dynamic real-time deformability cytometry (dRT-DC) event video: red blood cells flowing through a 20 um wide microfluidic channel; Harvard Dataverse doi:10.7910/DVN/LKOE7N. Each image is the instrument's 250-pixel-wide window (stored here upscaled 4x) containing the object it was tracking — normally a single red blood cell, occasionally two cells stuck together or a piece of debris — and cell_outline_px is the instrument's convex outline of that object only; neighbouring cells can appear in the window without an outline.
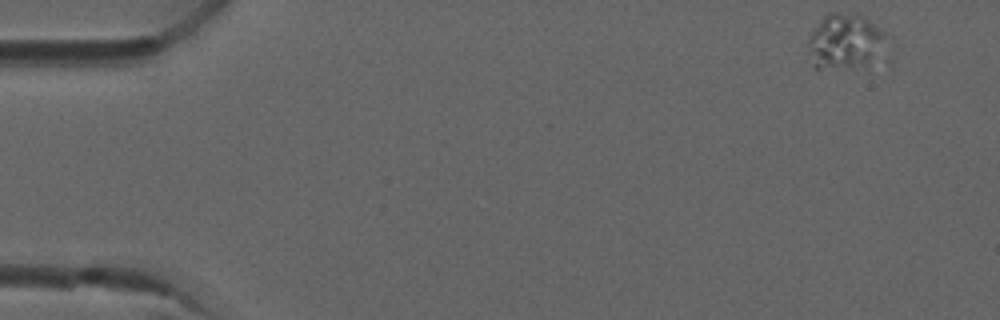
{"species": "common noctule bat (a hibernating species)", "species_latin": "Nyctalus noctula", "temperature_condition": "room temperature", "stored_images_in_passage": 9, "camera_frame_rate_fps": 3000, "um_per_image_px": 0.085, "animal": {"sex": "male", "forearm_length_mm": 52.5}, "frame": {"image": 1, "passage_image": 1, "time_ms": 0.0, "image_size_px": [1000, 320], "cell_outline_px": [[884, 36], [876, 60], [868, 72], [816, 68], [812, 64], [808, 40], [812, 32], [824, 16], [828, 12], [836, 12], [864, 16], [880, 28], [884, 32]], "centroid_in_image_um": [71.85, 3.63], "position_along_channel_um": 13.2, "area_um2": 25.84}}
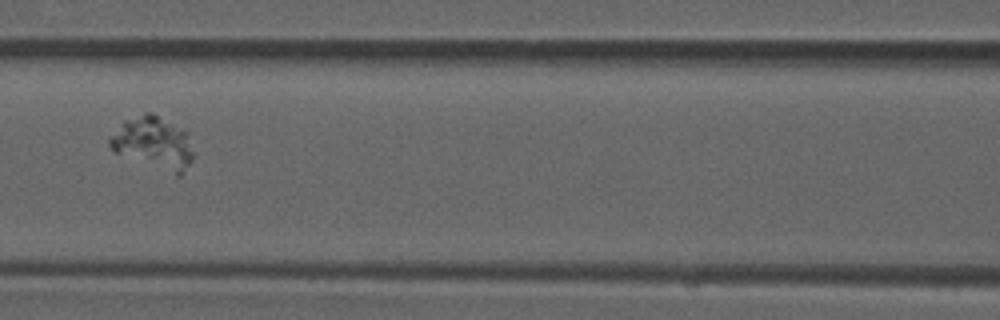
{"frame": {"image": 2, "passage_image": 6, "time_ms": 1.667, "image_size_px": [1000, 320], "cell_outline_px": [[196, 152], [192, 160], [180, 176], [176, 176], [116, 152], [108, 144], [108, 140], [124, 120], [144, 112], [152, 112], [184, 132]], "centroid_in_image_um": [13.05, 12.17], "position_along_channel_um": 153.5, "area_um2": 25.03}}
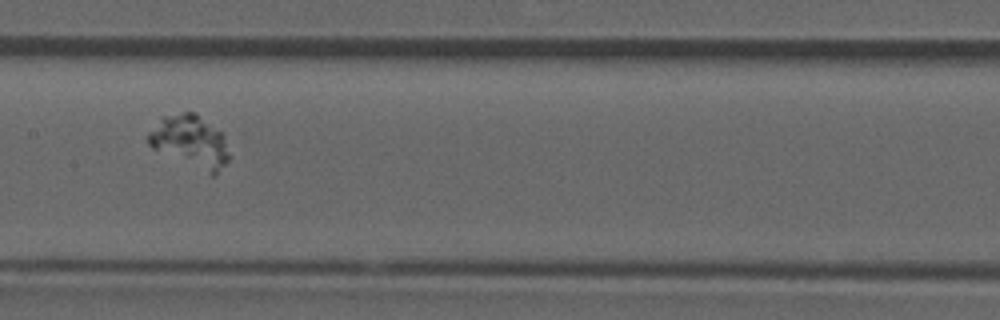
{"frame": {"image": 3, "passage_image": 7, "time_ms": 2.0, "image_size_px": [1000, 320], "cell_outline_px": [[228, 160], [216, 176], [212, 176], [152, 148], [148, 144], [148, 132], [160, 116], [184, 112], [196, 112], [224, 132], [228, 156]], "centroid_in_image_um": [16.18, 12.01], "position_along_channel_um": 191.2, "area_um2": 25.03}}